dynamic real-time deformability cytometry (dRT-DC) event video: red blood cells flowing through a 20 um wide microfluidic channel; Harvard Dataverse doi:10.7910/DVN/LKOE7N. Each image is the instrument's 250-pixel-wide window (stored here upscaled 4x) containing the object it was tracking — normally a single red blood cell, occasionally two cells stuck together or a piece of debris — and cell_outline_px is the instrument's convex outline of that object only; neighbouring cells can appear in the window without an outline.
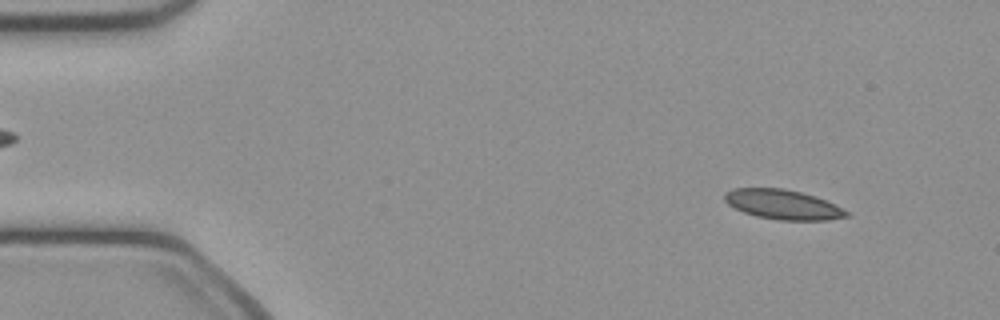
{"species": "common noctule bat (a hibernating species)", "species_latin": "Nyctalus noctula", "temperature_condition": "cold", "stored_images_in_passage": 49, "camera_frame_rate_fps": 3000, "um_per_image_px": 0.085, "animal": {"sex": "female", "body_mass_g": 21.9}, "frame": {"image": 1, "passage_image": 4, "time_ms": 1.0, "image_size_px": [1000, 320], "cell_outline_px": [[852, 216], [828, 220], [780, 220], [756, 216], [744, 212], [728, 204], [724, 200], [724, 192], [732, 188], [784, 188], [816, 196], [836, 204], [852, 212]], "centroid_in_image_um": [66.61, 17.38], "position_along_channel_um": 18.4, "area_um2": 21.39}}
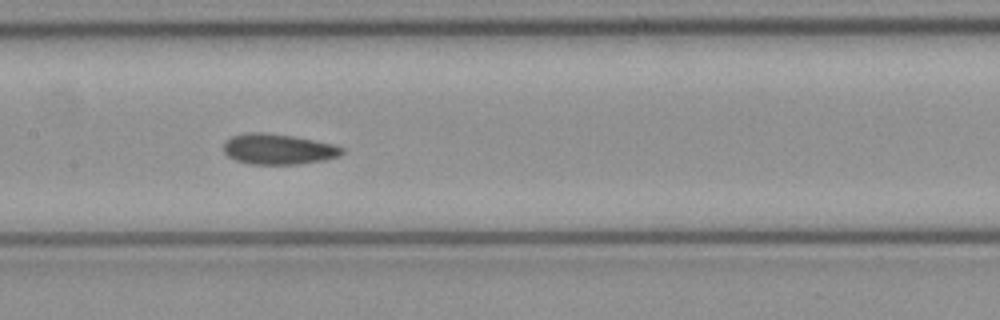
{"frame": {"image": 2, "passage_image": 23, "time_ms": 7.333, "image_size_px": [1000, 320], "cell_outline_px": [[344, 152], [340, 156], [324, 160], [300, 164], [248, 164], [236, 160], [228, 156], [224, 152], [224, 140], [232, 136], [244, 132], [264, 132], [292, 136], [332, 144], [344, 148]], "centroid_in_image_um": [23.62, 12.67], "position_along_channel_um": 183.8, "area_um2": 21.15}}
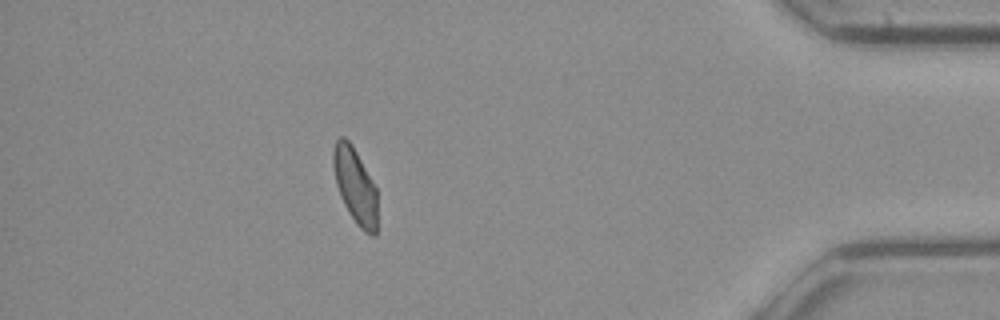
{"frame": {"image": 3, "passage_image": 43, "time_ms": 14.0, "image_size_px": [1000, 320], "cell_outline_px": [[376, 236], [372, 236], [364, 232], [356, 224], [348, 212], [340, 196], [336, 184], [332, 164], [332, 152], [336, 140], [340, 136], [344, 136], [352, 144], [376, 188]], "centroid_in_image_um": [30.16, 15.78], "position_along_channel_um": 405.0, "area_um2": 19.42}, "authors_computed_cell_mechanics": {"area_um2": 20.9236, "velocity_mm_per_s": 4.0744, "shape_relaxation_time_tau1_ms": null, "shape_relaxation_time_tau2_ms": 2.9055, "deformation_change_tau1": null, "deformation_change_tau2": 0.0816}}